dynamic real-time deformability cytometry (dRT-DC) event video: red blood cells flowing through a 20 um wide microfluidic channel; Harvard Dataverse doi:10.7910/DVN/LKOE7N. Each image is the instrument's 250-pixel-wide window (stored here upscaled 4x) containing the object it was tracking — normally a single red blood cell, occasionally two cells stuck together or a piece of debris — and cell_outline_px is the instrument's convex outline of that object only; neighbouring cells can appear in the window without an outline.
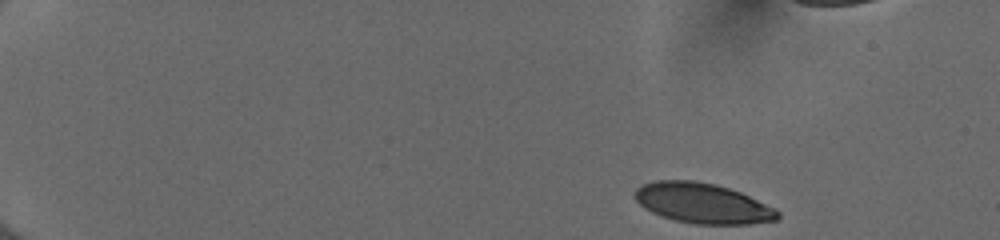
{"species": "human", "species_latin": "Homo sapiens", "temperature_condition": "cold", "stored_images_in_passage": 48, "camera_frame_rate_fps": 3000, "um_per_image_px": 0.085, "donor": {"sex": "female"}, "frame": {"image": 1, "passage_image": 1, "time_ms": 0.0, "image_size_px": [1000, 240], "cell_outline_px": [[780, 216], [776, 220], [748, 224], [692, 224], [676, 220], [652, 212], [644, 208], [636, 200], [636, 188], [644, 184], [656, 180], [696, 180], [716, 184], [740, 192], [776, 208], [780, 212]], "centroid_in_image_um": [59.75, 17.27], "position_along_channel_um": 25.2, "area_um2": 33.35}}
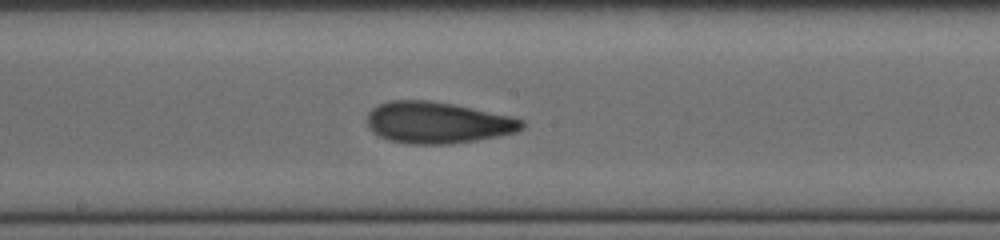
{"frame": {"image": 2, "passage_image": 25, "time_ms": 8.0, "image_size_px": [1000, 240], "cell_outline_px": [[524, 128], [516, 132], [500, 136], [476, 140], [448, 144], [408, 144], [388, 140], [372, 132], [368, 128], [368, 112], [372, 108], [388, 100], [428, 100], [452, 104], [512, 116], [524, 120]], "centroid_in_image_um": [37.19, 10.42], "position_along_channel_um": 211.0, "area_um2": 37.57}}
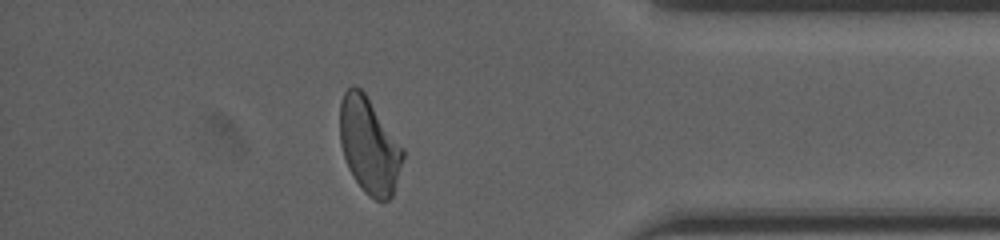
{"frame": {"image": 3, "passage_image": 41, "time_ms": 13.333, "image_size_px": [1000, 240], "cell_outline_px": [[404, 156], [392, 196], [388, 200], [376, 200], [368, 196], [364, 192], [348, 168], [340, 144], [340, 104], [344, 92], [352, 84], [360, 88], [364, 92], [404, 148]], "centroid_in_image_um": [31.37, 12.36], "position_along_channel_um": 403.8, "area_um2": 35.03}, "authors_computed_cell_mechanics": {"area_um2": 35.3736, "velocity_mm_per_s": 3.9961, "shape_relaxation_time_tau1_ms": 5.179, "shape_relaxation_time_tau2_ms": 1.8799, "deformation_change_tau1": 0.1778, "deformation_change_tau2": 0.086}}